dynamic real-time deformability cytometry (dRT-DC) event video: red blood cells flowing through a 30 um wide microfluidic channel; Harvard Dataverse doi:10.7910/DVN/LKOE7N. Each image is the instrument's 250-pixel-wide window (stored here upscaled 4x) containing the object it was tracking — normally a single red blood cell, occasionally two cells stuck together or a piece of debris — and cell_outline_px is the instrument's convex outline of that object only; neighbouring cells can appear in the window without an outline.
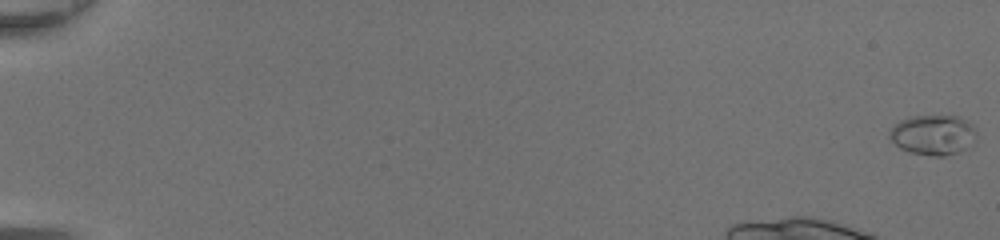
{"species": "common noctule bat (a hibernating species)", "species_latin": "Nyctalus noctula", "temperature_condition": "room temperature", "stored_images_in_passage": 17, "camera_frame_rate_fps": 3000, "um_per_image_px": 0.085, "animal": {"sex": "female", "body_mass_g": 20.0, "forearm_length_mm": 54.0}, "frame": {"image": 1, "passage_image": 1, "time_ms": 0.0, "image_size_px": [1000, 240], "cell_outline_px": [[976, 140], [972, 144], [956, 152], [944, 156], [932, 156], [912, 152], [900, 148], [888, 136], [888, 132], [900, 120], [908, 116], [960, 116], [968, 120], [976, 128]], "centroid_in_image_um": [79.34, 11.44], "position_along_channel_um": 5.7, "area_um2": 20.35}}